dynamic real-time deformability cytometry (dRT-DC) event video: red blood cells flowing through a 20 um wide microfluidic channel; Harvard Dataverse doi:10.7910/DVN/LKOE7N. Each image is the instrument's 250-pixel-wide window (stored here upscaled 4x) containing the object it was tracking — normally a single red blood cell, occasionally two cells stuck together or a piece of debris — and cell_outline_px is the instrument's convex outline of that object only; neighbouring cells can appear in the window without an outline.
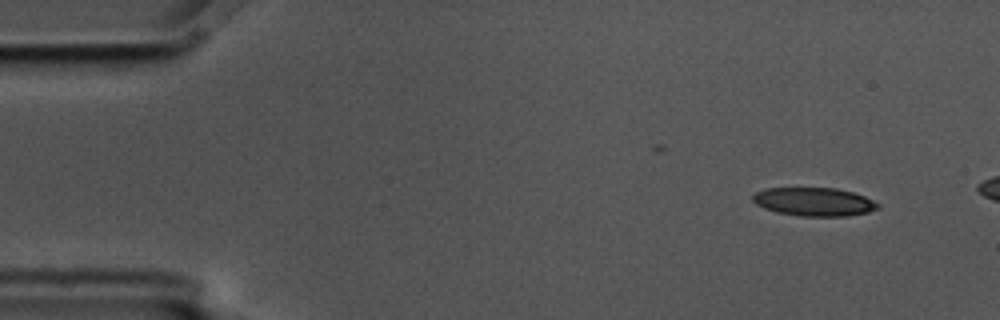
{"species": "common noctule bat (a hibernating species)", "species_latin": "Nyctalus noctula", "temperature_condition": "cold", "stored_images_in_passage": 4, "camera_frame_rate_fps": 3000, "um_per_image_px": 0.085, "animal": {"sex": "male", "body_mass_g": 17.5, "forearm_length_mm": 52.3}, "frame": {"image": 1, "passage_image": 1, "time_ms": 0.0, "image_size_px": [1000, 320], "cell_outline_px": [[880, 208], [868, 212], [848, 216], [800, 216], [776, 212], [764, 208], [756, 204], [752, 200], [752, 196], [756, 192], [764, 188], [836, 188], [852, 192], [864, 196], [880, 204]], "centroid_in_image_um": [69.19, 17.15], "position_along_channel_um": 15.8, "area_um2": 20.81}}